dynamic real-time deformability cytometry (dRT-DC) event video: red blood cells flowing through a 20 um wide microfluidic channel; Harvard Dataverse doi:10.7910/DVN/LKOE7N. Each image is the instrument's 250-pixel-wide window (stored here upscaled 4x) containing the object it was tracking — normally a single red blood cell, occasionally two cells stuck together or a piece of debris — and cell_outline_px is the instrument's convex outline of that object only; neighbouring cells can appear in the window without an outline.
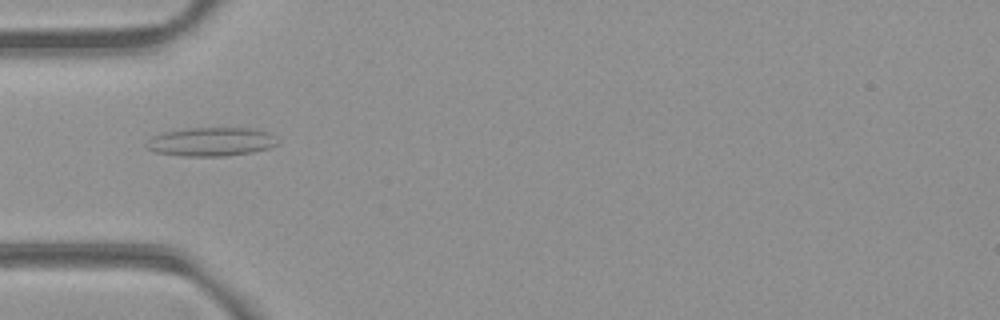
{"species": "common noctule bat (a hibernating species)", "species_latin": "Nyctalus noctula", "temperature_condition": "room temperature", "stored_images_in_passage": 40, "camera_frame_rate_fps": 3000, "um_per_image_px": 0.085, "animal": {"sex": "female", "body_mass_g": 21.9}, "frame": {"image": 1, "passage_image": 4, "time_ms": 1.0, "image_size_px": [1000, 320], "cell_outline_px": [[280, 144], [268, 148], [252, 152], [228, 156], [180, 156], [156, 152], [148, 148], [144, 144], [152, 136], [164, 132], [184, 128], [256, 128], [268, 132], [276, 136], [280, 140]], "centroid_in_image_um": [18.0, 12.04], "position_along_channel_um": 67.0, "area_um2": 22.31}}
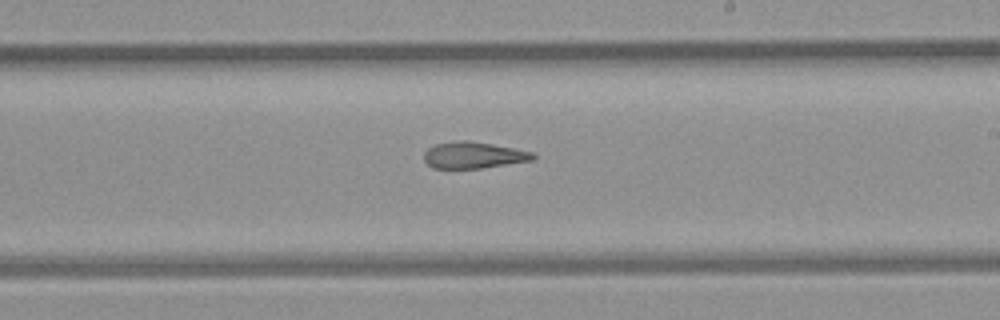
{"frame": {"image": 2, "passage_image": 18, "time_ms": 5.667, "image_size_px": [1000, 320], "cell_outline_px": [[536, 160], [480, 168], [432, 168], [424, 160], [424, 152], [428, 148], [436, 144], [456, 140], [464, 140], [492, 144], [532, 152], [536, 156]], "centroid_in_image_um": [40.24, 13.19], "position_along_channel_um": 248.8, "area_um2": 16.76}}
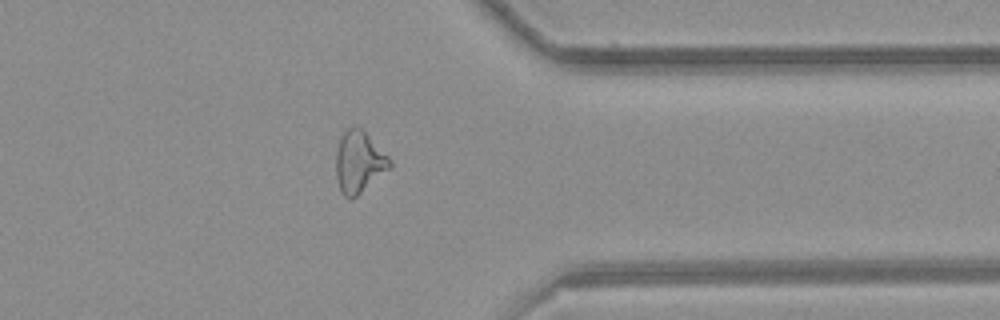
{"frame": {"image": 3, "passage_image": 29, "time_ms": 9.333, "image_size_px": [1000, 320], "cell_outline_px": [[392, 168], [352, 200], [348, 200], [340, 192], [336, 176], [336, 152], [340, 136], [348, 128], [360, 128], [392, 160]], "centroid_in_image_um": [30.51, 13.84], "position_along_channel_um": 380.9, "area_um2": 19.42}, "authors_computed_cell_mechanics": {"area_um2": 18.496, "velocity_mm_per_s": 3.8749, "shape_relaxation_time_tau1_ms": null, "shape_relaxation_time_tau2_ms": 5.9851, "deformation_change_tau1": null, "deformation_change_tau2": 0.1823}}